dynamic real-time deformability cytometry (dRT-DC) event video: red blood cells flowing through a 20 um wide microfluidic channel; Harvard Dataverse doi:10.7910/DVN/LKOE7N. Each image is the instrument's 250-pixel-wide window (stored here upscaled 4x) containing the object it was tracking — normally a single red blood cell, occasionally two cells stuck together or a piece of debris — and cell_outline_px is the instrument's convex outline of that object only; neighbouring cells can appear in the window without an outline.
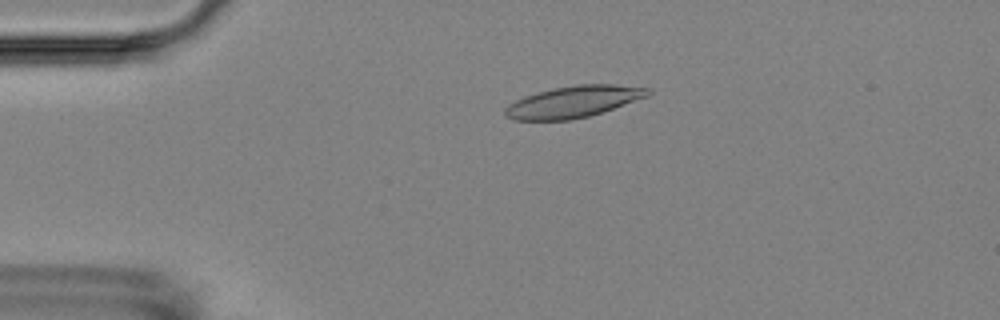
{"species": "Egyptian fruit bat (a non-hibernating species)", "species_latin": "Rousettus aegyptiacus", "temperature_condition": "room temperature", "stored_images_in_passage": 3, "camera_frame_rate_fps": 3000, "um_per_image_px": 0.085, "animal": {"sex": "female"}, "frame": {"image": 1, "passage_image": 2, "time_ms": 2.0, "image_size_px": [1000, 320], "cell_outline_px": [[652, 92], [648, 96], [588, 116], [568, 120], [512, 120], [504, 116], [504, 108], [508, 104], [524, 96], [536, 92], [552, 88], [576, 84], [616, 84], [652, 88]], "centroid_in_image_um": [48.71, 8.63], "position_along_channel_um": 36.3, "area_um2": 26.36}}